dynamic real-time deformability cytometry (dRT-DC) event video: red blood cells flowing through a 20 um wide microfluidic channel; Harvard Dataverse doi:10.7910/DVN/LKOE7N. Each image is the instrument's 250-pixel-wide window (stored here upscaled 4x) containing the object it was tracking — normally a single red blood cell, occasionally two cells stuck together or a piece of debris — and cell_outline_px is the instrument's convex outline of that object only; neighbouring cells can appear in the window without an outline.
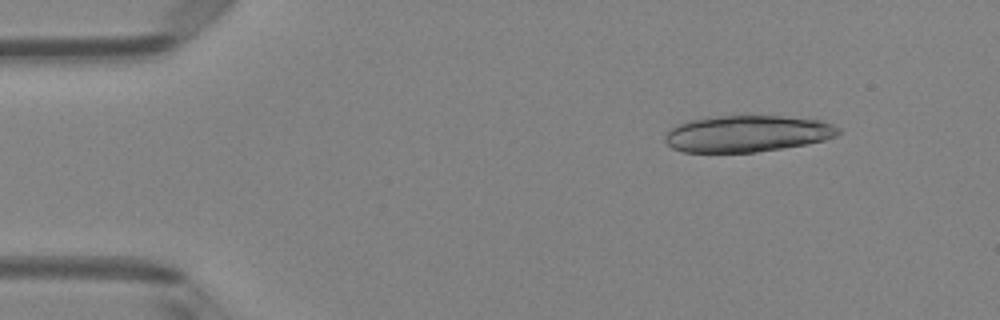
{"species": "Egyptian fruit bat (a non-hibernating species)", "species_latin": "Rousettus aegyptiacus", "temperature_condition": "room temperature", "stored_images_in_passage": 5, "camera_frame_rate_fps": 3000, "um_per_image_px": 0.085, "animal": {"sex": "female"}, "frame": {"image": 1, "passage_image": 2, "time_ms": 0.333, "image_size_px": [1000, 320], "cell_outline_px": [[840, 132], [836, 136], [824, 140], [784, 148], [756, 152], [684, 152], [672, 148], [664, 140], [664, 136], [672, 128], [688, 120], [708, 116], [780, 116], [820, 120], [832, 124], [840, 128]], "centroid_in_image_um": [63.5, 11.36], "position_along_channel_um": 21.5, "area_um2": 36.88}}
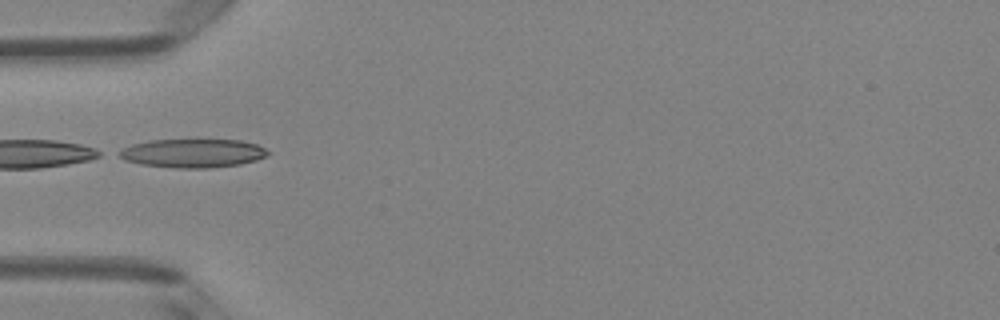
{"frame": {"image": 2, "passage_image": 4, "time_ms": 1.0, "image_size_px": [1000, 320], "cell_outline_px": [[268, 156], [256, 160], [240, 164], [208, 168], [176, 168], [140, 164], [124, 160], [116, 156], [116, 152], [132, 144], [148, 140], [196, 136], [240, 140], [256, 144], [264, 148], [268, 152]], "centroid_in_image_um": [16.35, 12.96], "position_along_channel_um": 68.7, "area_um2": 26.24}}
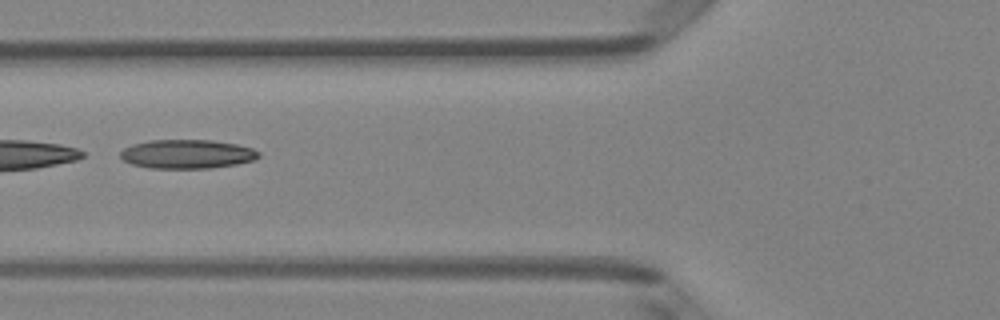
{"frame": {"image": 3, "passage_image": 5, "time_ms": 1.333, "image_size_px": [1000, 320], "cell_outline_px": [[260, 156], [252, 160], [236, 164], [212, 168], [148, 168], [132, 164], [124, 160], [120, 156], [120, 152], [124, 148], [132, 144], [148, 140], [212, 140], [236, 144], [252, 148], [260, 152]], "centroid_in_image_um": [15.89, 13.09], "position_along_channel_um": 109.9, "area_um2": 23.35}}